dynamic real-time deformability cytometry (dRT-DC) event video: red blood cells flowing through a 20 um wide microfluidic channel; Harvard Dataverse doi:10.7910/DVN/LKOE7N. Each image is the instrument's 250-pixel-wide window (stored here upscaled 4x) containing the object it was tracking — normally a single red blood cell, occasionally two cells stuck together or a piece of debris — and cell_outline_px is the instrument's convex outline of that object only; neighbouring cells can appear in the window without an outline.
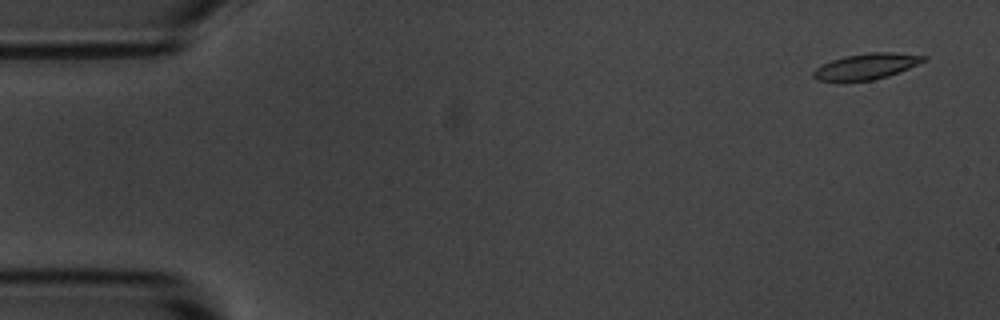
{"species": "common noctule bat (a hibernating species)", "species_latin": "Nyctalus noctula", "temperature_condition": "room temperature", "stored_images_in_passage": 56, "camera_frame_rate_fps": 3000, "um_per_image_px": 0.085, "animal": {"sex": "male", "body_mass_g": 20.1, "forearm_length_mm": 53.5}, "frame": {"image": 1, "passage_image": 3, "time_ms": 0.667, "image_size_px": [1000, 320], "cell_outline_px": [[928, 60], [888, 76], [872, 80], [844, 84], [840, 84], [816, 80], [812, 76], [812, 72], [816, 68], [832, 60], [844, 56], [872, 52], [892, 52], [928, 56]], "centroid_in_image_um": [73.58, 5.69], "position_along_channel_um": 11.4, "area_um2": 17.22}}
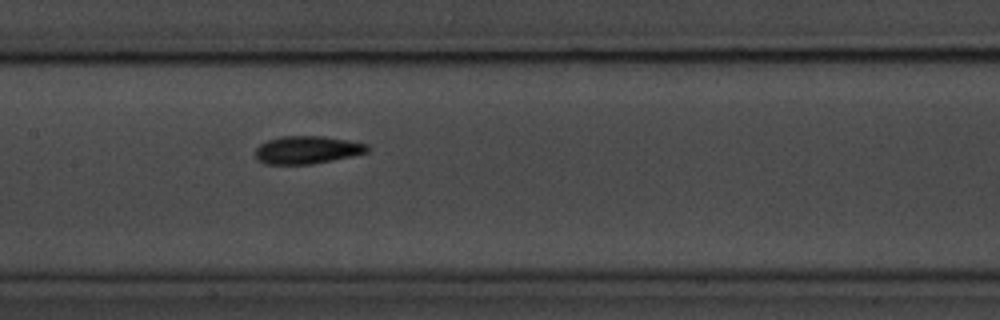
{"frame": {"image": 2, "passage_image": 27, "time_ms": 8.667, "image_size_px": [1000, 320], "cell_outline_px": [[368, 152], [352, 156], [312, 164], [264, 164], [256, 160], [256, 148], [260, 144], [268, 140], [280, 136], [324, 136], [348, 140], [368, 144]], "centroid_in_image_um": [26.09, 12.74], "position_along_channel_um": 181.3, "area_um2": 18.21}}
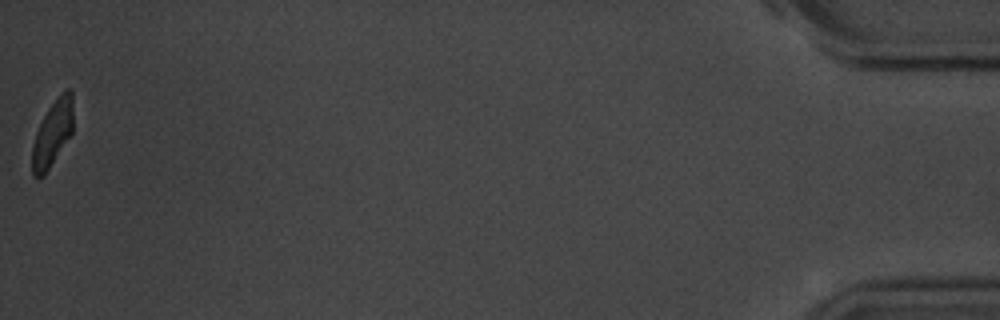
{"frame": {"image": 3, "passage_image": 56, "time_ms": 18.333, "image_size_px": [1000, 320], "cell_outline_px": [[72, 132], [44, 176], [32, 176], [32, 148], [36, 132], [48, 108], [60, 92], [64, 88], [72, 88]], "centroid_in_image_um": [4.47, 11.29], "position_along_channel_um": 430.7, "area_um2": 15.61}, "authors_computed_cell_mechanics": {"area_um2": 17.2244, "velocity_mm_per_s": 3.5935, "shape_relaxation_time_tau1_ms": 3.3672, "shape_relaxation_time_tau2_ms": 3.0077, "deformation_change_tau1": 0.1386, "deformation_change_tau2": 0.0915}}